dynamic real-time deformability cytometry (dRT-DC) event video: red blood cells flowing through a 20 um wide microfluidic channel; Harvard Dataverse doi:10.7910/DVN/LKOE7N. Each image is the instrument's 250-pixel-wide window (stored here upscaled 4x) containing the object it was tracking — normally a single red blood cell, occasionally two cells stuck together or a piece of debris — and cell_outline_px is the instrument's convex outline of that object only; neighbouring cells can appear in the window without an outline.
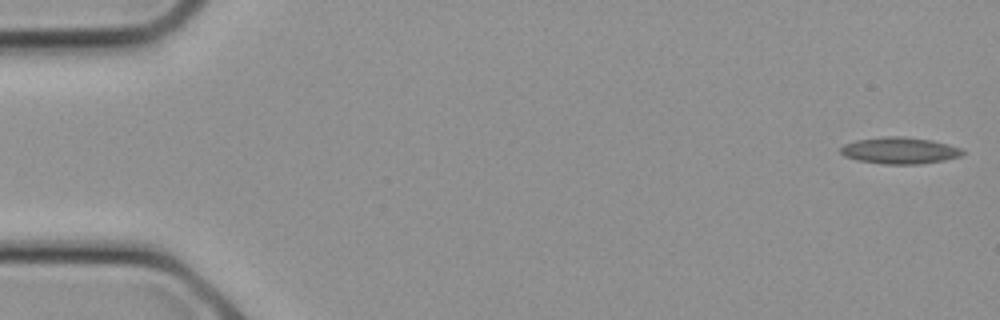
{"species": "common noctule bat (a hibernating species)", "species_latin": "Nyctalus noctula", "temperature_condition": "cold", "stored_images_in_passage": 13, "camera_frame_rate_fps": 3000, "um_per_image_px": 0.085, "animal": {"sex": "female", "body_mass_g": 21.9}, "frame": {"image": 1, "passage_image": 1, "time_ms": 0.0, "image_size_px": [1000, 320], "cell_outline_px": [[964, 152], [960, 156], [944, 160], [920, 164], [884, 164], [856, 160], [844, 156], [840, 152], [840, 148], [844, 144], [856, 140], [884, 136], [904, 136], [932, 140], [948, 144], [960, 148]], "centroid_in_image_um": [76.44, 12.79], "position_along_channel_um": 8.6, "area_um2": 18.96}}
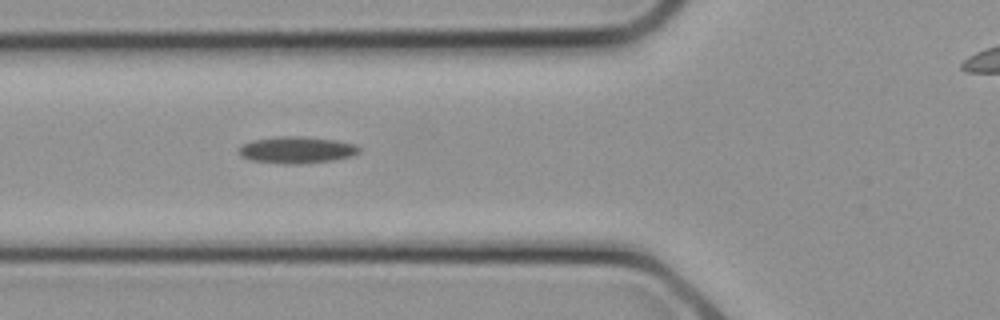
{"frame": {"image": 2, "passage_image": 10, "time_ms": 3.0, "image_size_px": [1000, 320], "cell_outline_px": [[360, 152], [352, 156], [332, 160], [300, 164], [284, 164], [252, 160], [240, 156], [236, 152], [244, 144], [252, 140], [276, 136], [304, 136], [336, 140], [356, 144], [360, 148]], "centroid_in_image_um": [25.22, 12.74], "position_along_channel_um": 100.6, "area_um2": 18.9}}
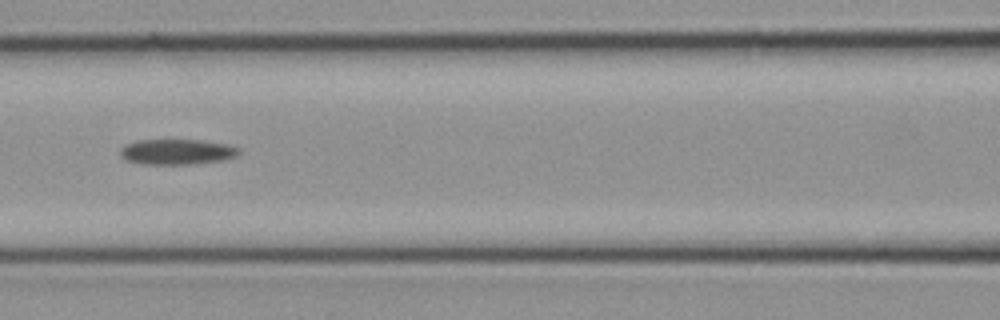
{"frame": {"image": 3, "passage_image": 12, "time_ms": 3.667, "image_size_px": [1000, 320], "cell_outline_px": [[240, 152], [236, 156], [224, 160], [196, 164], [144, 164], [124, 160], [120, 156], [120, 148], [124, 144], [136, 140], [200, 140], [228, 144], [240, 148]], "centroid_in_image_um": [15.02, 12.9], "position_along_channel_um": 151.6, "area_um2": 17.86}}